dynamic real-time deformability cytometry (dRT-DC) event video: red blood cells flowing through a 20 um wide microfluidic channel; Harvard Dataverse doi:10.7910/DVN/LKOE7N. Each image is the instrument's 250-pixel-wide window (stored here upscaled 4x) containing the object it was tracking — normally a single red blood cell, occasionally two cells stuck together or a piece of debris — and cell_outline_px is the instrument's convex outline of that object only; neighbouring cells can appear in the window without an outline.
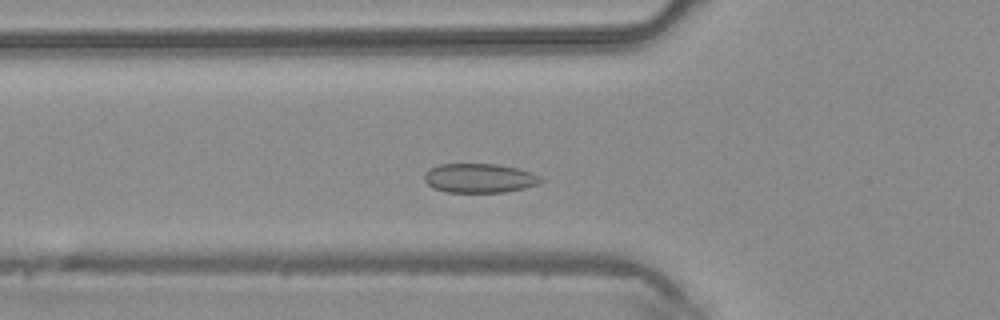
{"species": "common noctule bat (a hibernating species)", "species_latin": "Nyctalus noctula", "temperature_condition": "warm", "stored_images_in_passage": 41, "camera_frame_rate_fps": 3000, "um_per_image_px": 0.085, "animal": {"sex": "male", "body_mass_g": 20.4}, "frame": {"image": 1, "passage_image": 11, "time_ms": 3.333, "image_size_px": [1000, 320], "cell_outline_px": [[544, 180], [540, 184], [524, 188], [504, 192], [448, 192], [432, 188], [424, 180], [424, 172], [428, 168], [440, 164], [496, 164], [516, 168], [532, 172], [540, 176]], "centroid_in_image_um": [40.74, 15.14], "position_along_channel_um": 85.1, "area_um2": 20.0}}
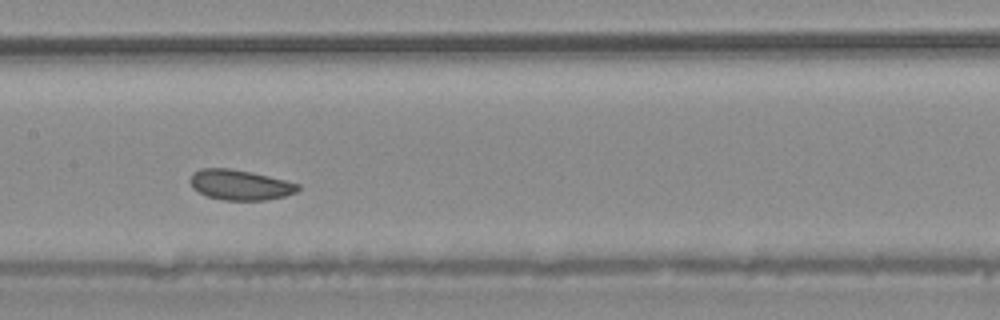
{"frame": {"image": 2, "passage_image": 18, "time_ms": 5.667, "image_size_px": [1000, 320], "cell_outline_px": [[300, 188], [296, 192], [284, 196], [264, 200], [224, 200], [208, 196], [192, 188], [188, 180], [192, 172], [200, 168], [228, 168], [252, 172], [300, 184]], "centroid_in_image_um": [20.36, 15.7], "position_along_channel_um": 187.0, "area_um2": 19.02}}
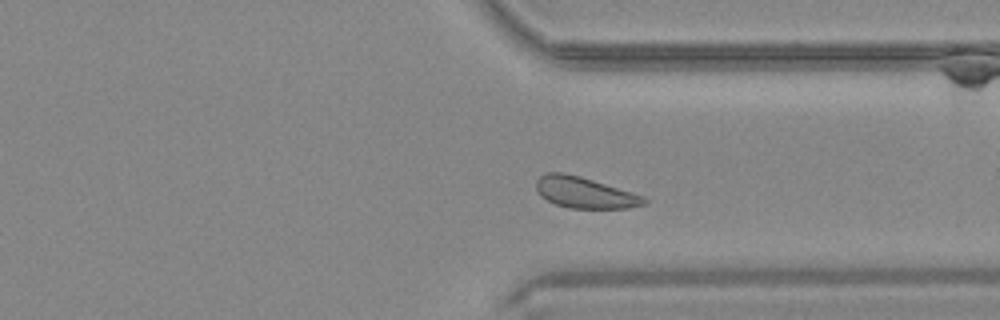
{"frame": {"image": 3, "passage_image": 30, "time_ms": 9.667, "image_size_px": [1000, 320], "cell_outline_px": [[648, 204], [628, 208], [568, 208], [556, 204], [540, 196], [536, 188], [536, 180], [540, 176], [548, 172], [564, 172], [580, 176], [644, 196], [648, 200]], "centroid_in_image_um": [49.7, 16.37], "position_along_channel_um": 361.7, "area_um2": 19.54}}